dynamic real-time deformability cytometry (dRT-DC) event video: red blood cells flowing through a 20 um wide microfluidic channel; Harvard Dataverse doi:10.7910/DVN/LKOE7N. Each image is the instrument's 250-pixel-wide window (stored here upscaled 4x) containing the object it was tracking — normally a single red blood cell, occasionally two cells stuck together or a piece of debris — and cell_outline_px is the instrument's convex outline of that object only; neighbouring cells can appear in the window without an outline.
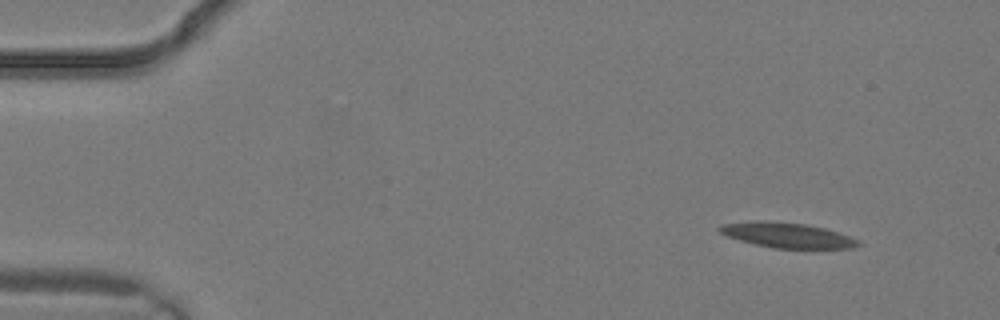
{"species": "common noctule bat (a hibernating species)", "species_latin": "Nyctalus noctula", "temperature_condition": "warm", "stored_images_in_passage": 3, "camera_frame_rate_fps": 3000, "um_per_image_px": 0.085, "animal": {"sex": "male", "body_mass_g": 19.2, "forearm_length_mm": 51.8}, "frame": {"image": 1, "passage_image": 3, "time_ms": 0.667, "image_size_px": [1000, 320], "cell_outline_px": [[860, 244], [852, 248], [772, 248], [740, 240], [728, 236], [720, 232], [716, 228], [720, 224], [756, 220], [768, 220], [804, 224], [824, 228], [860, 240]], "centroid_in_image_um": [66.86, 19.98], "position_along_channel_um": 18.1, "area_um2": 20.17}}